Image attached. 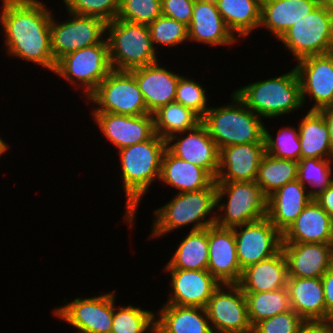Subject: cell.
Returning <instances> with one entry per match:
<instances>
[{
  "label": "cell",
  "mask_w": 333,
  "mask_h": 333,
  "mask_svg": "<svg viewBox=\"0 0 333 333\" xmlns=\"http://www.w3.org/2000/svg\"><path fill=\"white\" fill-rule=\"evenodd\" d=\"M304 320L294 311L289 310L264 319L253 327L252 333H298Z\"/></svg>",
  "instance_id": "44"
},
{
  "label": "cell",
  "mask_w": 333,
  "mask_h": 333,
  "mask_svg": "<svg viewBox=\"0 0 333 333\" xmlns=\"http://www.w3.org/2000/svg\"><path fill=\"white\" fill-rule=\"evenodd\" d=\"M94 108L92 112L138 116L150 114L135 77L129 71L112 70L86 98Z\"/></svg>",
  "instance_id": "10"
},
{
  "label": "cell",
  "mask_w": 333,
  "mask_h": 333,
  "mask_svg": "<svg viewBox=\"0 0 333 333\" xmlns=\"http://www.w3.org/2000/svg\"><path fill=\"white\" fill-rule=\"evenodd\" d=\"M298 333H333L332 319L304 320Z\"/></svg>",
  "instance_id": "47"
},
{
  "label": "cell",
  "mask_w": 333,
  "mask_h": 333,
  "mask_svg": "<svg viewBox=\"0 0 333 333\" xmlns=\"http://www.w3.org/2000/svg\"><path fill=\"white\" fill-rule=\"evenodd\" d=\"M115 296L114 290V314L111 330L115 333H151L156 313L143 310L139 306H115Z\"/></svg>",
  "instance_id": "38"
},
{
  "label": "cell",
  "mask_w": 333,
  "mask_h": 333,
  "mask_svg": "<svg viewBox=\"0 0 333 333\" xmlns=\"http://www.w3.org/2000/svg\"><path fill=\"white\" fill-rule=\"evenodd\" d=\"M332 159L306 158L298 161L297 180L304 185L312 199L322 194L332 183Z\"/></svg>",
  "instance_id": "37"
},
{
  "label": "cell",
  "mask_w": 333,
  "mask_h": 333,
  "mask_svg": "<svg viewBox=\"0 0 333 333\" xmlns=\"http://www.w3.org/2000/svg\"><path fill=\"white\" fill-rule=\"evenodd\" d=\"M208 257V228L190 231L164 269L207 270Z\"/></svg>",
  "instance_id": "33"
},
{
  "label": "cell",
  "mask_w": 333,
  "mask_h": 333,
  "mask_svg": "<svg viewBox=\"0 0 333 333\" xmlns=\"http://www.w3.org/2000/svg\"><path fill=\"white\" fill-rule=\"evenodd\" d=\"M314 200L333 219V183Z\"/></svg>",
  "instance_id": "48"
},
{
  "label": "cell",
  "mask_w": 333,
  "mask_h": 333,
  "mask_svg": "<svg viewBox=\"0 0 333 333\" xmlns=\"http://www.w3.org/2000/svg\"><path fill=\"white\" fill-rule=\"evenodd\" d=\"M232 103L211 106L201 122L215 141L218 149L244 143H265V125L261 117L250 110L234 93Z\"/></svg>",
  "instance_id": "4"
},
{
  "label": "cell",
  "mask_w": 333,
  "mask_h": 333,
  "mask_svg": "<svg viewBox=\"0 0 333 333\" xmlns=\"http://www.w3.org/2000/svg\"><path fill=\"white\" fill-rule=\"evenodd\" d=\"M0 23L8 55L54 72L57 62L51 52L52 11L39 0H2Z\"/></svg>",
  "instance_id": "1"
},
{
  "label": "cell",
  "mask_w": 333,
  "mask_h": 333,
  "mask_svg": "<svg viewBox=\"0 0 333 333\" xmlns=\"http://www.w3.org/2000/svg\"><path fill=\"white\" fill-rule=\"evenodd\" d=\"M297 61L333 52V6L319 4L279 39Z\"/></svg>",
  "instance_id": "8"
},
{
  "label": "cell",
  "mask_w": 333,
  "mask_h": 333,
  "mask_svg": "<svg viewBox=\"0 0 333 333\" xmlns=\"http://www.w3.org/2000/svg\"><path fill=\"white\" fill-rule=\"evenodd\" d=\"M209 257L207 270L221 284H237L242 270L232 228L208 227Z\"/></svg>",
  "instance_id": "19"
},
{
  "label": "cell",
  "mask_w": 333,
  "mask_h": 333,
  "mask_svg": "<svg viewBox=\"0 0 333 333\" xmlns=\"http://www.w3.org/2000/svg\"><path fill=\"white\" fill-rule=\"evenodd\" d=\"M316 1H318L320 4H328L333 6V0H316Z\"/></svg>",
  "instance_id": "52"
},
{
  "label": "cell",
  "mask_w": 333,
  "mask_h": 333,
  "mask_svg": "<svg viewBox=\"0 0 333 333\" xmlns=\"http://www.w3.org/2000/svg\"><path fill=\"white\" fill-rule=\"evenodd\" d=\"M319 4L316 0H261L260 27H265L279 40L294 23Z\"/></svg>",
  "instance_id": "26"
},
{
  "label": "cell",
  "mask_w": 333,
  "mask_h": 333,
  "mask_svg": "<svg viewBox=\"0 0 333 333\" xmlns=\"http://www.w3.org/2000/svg\"><path fill=\"white\" fill-rule=\"evenodd\" d=\"M298 162L265 153L259 164L256 183L268 198L285 184L297 180Z\"/></svg>",
  "instance_id": "35"
},
{
  "label": "cell",
  "mask_w": 333,
  "mask_h": 333,
  "mask_svg": "<svg viewBox=\"0 0 333 333\" xmlns=\"http://www.w3.org/2000/svg\"><path fill=\"white\" fill-rule=\"evenodd\" d=\"M247 302L248 318L252 327L264 319L291 310L286 287L264 292H243Z\"/></svg>",
  "instance_id": "36"
},
{
  "label": "cell",
  "mask_w": 333,
  "mask_h": 333,
  "mask_svg": "<svg viewBox=\"0 0 333 333\" xmlns=\"http://www.w3.org/2000/svg\"><path fill=\"white\" fill-rule=\"evenodd\" d=\"M158 311L155 318L172 333H213L203 307L164 304Z\"/></svg>",
  "instance_id": "32"
},
{
  "label": "cell",
  "mask_w": 333,
  "mask_h": 333,
  "mask_svg": "<svg viewBox=\"0 0 333 333\" xmlns=\"http://www.w3.org/2000/svg\"><path fill=\"white\" fill-rule=\"evenodd\" d=\"M205 310L213 333L253 332L246 298L237 284H221L213 292Z\"/></svg>",
  "instance_id": "12"
},
{
  "label": "cell",
  "mask_w": 333,
  "mask_h": 333,
  "mask_svg": "<svg viewBox=\"0 0 333 333\" xmlns=\"http://www.w3.org/2000/svg\"><path fill=\"white\" fill-rule=\"evenodd\" d=\"M154 130L165 141L171 136L195 128L201 118L178 102L161 106L153 113Z\"/></svg>",
  "instance_id": "34"
},
{
  "label": "cell",
  "mask_w": 333,
  "mask_h": 333,
  "mask_svg": "<svg viewBox=\"0 0 333 333\" xmlns=\"http://www.w3.org/2000/svg\"><path fill=\"white\" fill-rule=\"evenodd\" d=\"M312 200L298 180L289 182L268 197L267 217L283 234Z\"/></svg>",
  "instance_id": "25"
},
{
  "label": "cell",
  "mask_w": 333,
  "mask_h": 333,
  "mask_svg": "<svg viewBox=\"0 0 333 333\" xmlns=\"http://www.w3.org/2000/svg\"><path fill=\"white\" fill-rule=\"evenodd\" d=\"M287 279V261L280 250L274 256L242 270L237 285L243 292L273 291L286 287Z\"/></svg>",
  "instance_id": "27"
},
{
  "label": "cell",
  "mask_w": 333,
  "mask_h": 333,
  "mask_svg": "<svg viewBox=\"0 0 333 333\" xmlns=\"http://www.w3.org/2000/svg\"><path fill=\"white\" fill-rule=\"evenodd\" d=\"M147 26L154 48L176 47L189 40L188 26L170 17L161 15Z\"/></svg>",
  "instance_id": "40"
},
{
  "label": "cell",
  "mask_w": 333,
  "mask_h": 333,
  "mask_svg": "<svg viewBox=\"0 0 333 333\" xmlns=\"http://www.w3.org/2000/svg\"><path fill=\"white\" fill-rule=\"evenodd\" d=\"M232 229L241 270L266 260L281 250L282 234L267 216Z\"/></svg>",
  "instance_id": "14"
},
{
  "label": "cell",
  "mask_w": 333,
  "mask_h": 333,
  "mask_svg": "<svg viewBox=\"0 0 333 333\" xmlns=\"http://www.w3.org/2000/svg\"><path fill=\"white\" fill-rule=\"evenodd\" d=\"M216 182L195 192L177 193L172 200L154 210L152 234L157 238L187 225L189 231L206 229L216 221ZM213 212V213H212ZM210 216V218L208 217ZM207 217V218H206Z\"/></svg>",
  "instance_id": "3"
},
{
  "label": "cell",
  "mask_w": 333,
  "mask_h": 333,
  "mask_svg": "<svg viewBox=\"0 0 333 333\" xmlns=\"http://www.w3.org/2000/svg\"><path fill=\"white\" fill-rule=\"evenodd\" d=\"M78 333L111 331L114 314V291L88 298H75L52 312Z\"/></svg>",
  "instance_id": "13"
},
{
  "label": "cell",
  "mask_w": 333,
  "mask_h": 333,
  "mask_svg": "<svg viewBox=\"0 0 333 333\" xmlns=\"http://www.w3.org/2000/svg\"><path fill=\"white\" fill-rule=\"evenodd\" d=\"M286 288L291 309L303 320H326L324 288L321 278L288 277Z\"/></svg>",
  "instance_id": "29"
},
{
  "label": "cell",
  "mask_w": 333,
  "mask_h": 333,
  "mask_svg": "<svg viewBox=\"0 0 333 333\" xmlns=\"http://www.w3.org/2000/svg\"><path fill=\"white\" fill-rule=\"evenodd\" d=\"M166 148L174 156L205 169L216 179L220 150L202 122L193 129L168 138Z\"/></svg>",
  "instance_id": "16"
},
{
  "label": "cell",
  "mask_w": 333,
  "mask_h": 333,
  "mask_svg": "<svg viewBox=\"0 0 333 333\" xmlns=\"http://www.w3.org/2000/svg\"><path fill=\"white\" fill-rule=\"evenodd\" d=\"M229 30L236 38L260 28L261 0H214Z\"/></svg>",
  "instance_id": "31"
},
{
  "label": "cell",
  "mask_w": 333,
  "mask_h": 333,
  "mask_svg": "<svg viewBox=\"0 0 333 333\" xmlns=\"http://www.w3.org/2000/svg\"><path fill=\"white\" fill-rule=\"evenodd\" d=\"M194 4L195 0H161L162 15L189 26Z\"/></svg>",
  "instance_id": "45"
},
{
  "label": "cell",
  "mask_w": 333,
  "mask_h": 333,
  "mask_svg": "<svg viewBox=\"0 0 333 333\" xmlns=\"http://www.w3.org/2000/svg\"><path fill=\"white\" fill-rule=\"evenodd\" d=\"M301 119L298 125L301 159H333L329 129L321 112L309 110Z\"/></svg>",
  "instance_id": "30"
},
{
  "label": "cell",
  "mask_w": 333,
  "mask_h": 333,
  "mask_svg": "<svg viewBox=\"0 0 333 333\" xmlns=\"http://www.w3.org/2000/svg\"><path fill=\"white\" fill-rule=\"evenodd\" d=\"M324 288V298L326 305V319L333 316V265L321 277Z\"/></svg>",
  "instance_id": "46"
},
{
  "label": "cell",
  "mask_w": 333,
  "mask_h": 333,
  "mask_svg": "<svg viewBox=\"0 0 333 333\" xmlns=\"http://www.w3.org/2000/svg\"><path fill=\"white\" fill-rule=\"evenodd\" d=\"M158 63L129 71L137 81L150 114L175 101L176 86L181 76Z\"/></svg>",
  "instance_id": "22"
},
{
  "label": "cell",
  "mask_w": 333,
  "mask_h": 333,
  "mask_svg": "<svg viewBox=\"0 0 333 333\" xmlns=\"http://www.w3.org/2000/svg\"><path fill=\"white\" fill-rule=\"evenodd\" d=\"M161 15V0H120L116 19L148 25Z\"/></svg>",
  "instance_id": "41"
},
{
  "label": "cell",
  "mask_w": 333,
  "mask_h": 333,
  "mask_svg": "<svg viewBox=\"0 0 333 333\" xmlns=\"http://www.w3.org/2000/svg\"><path fill=\"white\" fill-rule=\"evenodd\" d=\"M171 274L172 290L165 304L205 308L221 285L208 270L164 269Z\"/></svg>",
  "instance_id": "18"
},
{
  "label": "cell",
  "mask_w": 333,
  "mask_h": 333,
  "mask_svg": "<svg viewBox=\"0 0 333 333\" xmlns=\"http://www.w3.org/2000/svg\"><path fill=\"white\" fill-rule=\"evenodd\" d=\"M282 243H333V219L313 199L282 234Z\"/></svg>",
  "instance_id": "24"
},
{
  "label": "cell",
  "mask_w": 333,
  "mask_h": 333,
  "mask_svg": "<svg viewBox=\"0 0 333 333\" xmlns=\"http://www.w3.org/2000/svg\"><path fill=\"white\" fill-rule=\"evenodd\" d=\"M67 21H50L51 52L57 62L61 57L87 46L102 43L107 23L97 17L68 12Z\"/></svg>",
  "instance_id": "11"
},
{
  "label": "cell",
  "mask_w": 333,
  "mask_h": 333,
  "mask_svg": "<svg viewBox=\"0 0 333 333\" xmlns=\"http://www.w3.org/2000/svg\"><path fill=\"white\" fill-rule=\"evenodd\" d=\"M234 93L261 118H275L303 107L295 67L289 72L237 88Z\"/></svg>",
  "instance_id": "5"
},
{
  "label": "cell",
  "mask_w": 333,
  "mask_h": 333,
  "mask_svg": "<svg viewBox=\"0 0 333 333\" xmlns=\"http://www.w3.org/2000/svg\"><path fill=\"white\" fill-rule=\"evenodd\" d=\"M94 122L118 150L149 140L154 134L153 114L127 116L91 112Z\"/></svg>",
  "instance_id": "17"
},
{
  "label": "cell",
  "mask_w": 333,
  "mask_h": 333,
  "mask_svg": "<svg viewBox=\"0 0 333 333\" xmlns=\"http://www.w3.org/2000/svg\"><path fill=\"white\" fill-rule=\"evenodd\" d=\"M206 90L194 79L181 75L176 86L175 102L196 113L201 119L210 108L207 104Z\"/></svg>",
  "instance_id": "42"
},
{
  "label": "cell",
  "mask_w": 333,
  "mask_h": 333,
  "mask_svg": "<svg viewBox=\"0 0 333 333\" xmlns=\"http://www.w3.org/2000/svg\"><path fill=\"white\" fill-rule=\"evenodd\" d=\"M297 71L301 84L303 105L307 98L314 102L310 110L333 104V52L309 56L296 61Z\"/></svg>",
  "instance_id": "15"
},
{
  "label": "cell",
  "mask_w": 333,
  "mask_h": 333,
  "mask_svg": "<svg viewBox=\"0 0 333 333\" xmlns=\"http://www.w3.org/2000/svg\"><path fill=\"white\" fill-rule=\"evenodd\" d=\"M9 146L10 145H8V143H6V141L0 137V157L4 155L3 153L9 150Z\"/></svg>",
  "instance_id": "51"
},
{
  "label": "cell",
  "mask_w": 333,
  "mask_h": 333,
  "mask_svg": "<svg viewBox=\"0 0 333 333\" xmlns=\"http://www.w3.org/2000/svg\"><path fill=\"white\" fill-rule=\"evenodd\" d=\"M265 149L269 155L298 162L301 159V143L298 127H281L274 138L265 128Z\"/></svg>",
  "instance_id": "39"
},
{
  "label": "cell",
  "mask_w": 333,
  "mask_h": 333,
  "mask_svg": "<svg viewBox=\"0 0 333 333\" xmlns=\"http://www.w3.org/2000/svg\"><path fill=\"white\" fill-rule=\"evenodd\" d=\"M106 38L113 70L131 71L158 62L148 26L114 19L107 23Z\"/></svg>",
  "instance_id": "6"
},
{
  "label": "cell",
  "mask_w": 333,
  "mask_h": 333,
  "mask_svg": "<svg viewBox=\"0 0 333 333\" xmlns=\"http://www.w3.org/2000/svg\"><path fill=\"white\" fill-rule=\"evenodd\" d=\"M288 277L321 278L333 265L332 243H282Z\"/></svg>",
  "instance_id": "21"
},
{
  "label": "cell",
  "mask_w": 333,
  "mask_h": 333,
  "mask_svg": "<svg viewBox=\"0 0 333 333\" xmlns=\"http://www.w3.org/2000/svg\"><path fill=\"white\" fill-rule=\"evenodd\" d=\"M188 36L189 41L201 42L210 47L234 45L237 41L222 19L214 0H195Z\"/></svg>",
  "instance_id": "23"
},
{
  "label": "cell",
  "mask_w": 333,
  "mask_h": 333,
  "mask_svg": "<svg viewBox=\"0 0 333 333\" xmlns=\"http://www.w3.org/2000/svg\"><path fill=\"white\" fill-rule=\"evenodd\" d=\"M166 149V141L156 133L144 142L117 150L120 157V167L123 190L126 197L125 215L123 219L130 226L143 195L155 180H159L162 156Z\"/></svg>",
  "instance_id": "2"
},
{
  "label": "cell",
  "mask_w": 333,
  "mask_h": 333,
  "mask_svg": "<svg viewBox=\"0 0 333 333\" xmlns=\"http://www.w3.org/2000/svg\"><path fill=\"white\" fill-rule=\"evenodd\" d=\"M159 181L173 186L178 193L195 192L208 188L215 179L203 168L174 156L165 149Z\"/></svg>",
  "instance_id": "28"
},
{
  "label": "cell",
  "mask_w": 333,
  "mask_h": 333,
  "mask_svg": "<svg viewBox=\"0 0 333 333\" xmlns=\"http://www.w3.org/2000/svg\"><path fill=\"white\" fill-rule=\"evenodd\" d=\"M68 12L97 17L106 23L116 19L120 0H63Z\"/></svg>",
  "instance_id": "43"
},
{
  "label": "cell",
  "mask_w": 333,
  "mask_h": 333,
  "mask_svg": "<svg viewBox=\"0 0 333 333\" xmlns=\"http://www.w3.org/2000/svg\"><path fill=\"white\" fill-rule=\"evenodd\" d=\"M113 70L110 63L109 46L105 39L102 43L87 46L61 57L54 74L82 88L87 98Z\"/></svg>",
  "instance_id": "9"
},
{
  "label": "cell",
  "mask_w": 333,
  "mask_h": 333,
  "mask_svg": "<svg viewBox=\"0 0 333 333\" xmlns=\"http://www.w3.org/2000/svg\"><path fill=\"white\" fill-rule=\"evenodd\" d=\"M227 198V203L221 200ZM268 198L256 181L216 182V221L221 228H233L267 216ZM223 212V213H221Z\"/></svg>",
  "instance_id": "7"
},
{
  "label": "cell",
  "mask_w": 333,
  "mask_h": 333,
  "mask_svg": "<svg viewBox=\"0 0 333 333\" xmlns=\"http://www.w3.org/2000/svg\"><path fill=\"white\" fill-rule=\"evenodd\" d=\"M151 333H172L168 331L156 318H154L152 323Z\"/></svg>",
  "instance_id": "50"
},
{
  "label": "cell",
  "mask_w": 333,
  "mask_h": 333,
  "mask_svg": "<svg viewBox=\"0 0 333 333\" xmlns=\"http://www.w3.org/2000/svg\"><path fill=\"white\" fill-rule=\"evenodd\" d=\"M324 116L329 129L330 146L333 152V104L325 106L319 110Z\"/></svg>",
  "instance_id": "49"
},
{
  "label": "cell",
  "mask_w": 333,
  "mask_h": 333,
  "mask_svg": "<svg viewBox=\"0 0 333 333\" xmlns=\"http://www.w3.org/2000/svg\"><path fill=\"white\" fill-rule=\"evenodd\" d=\"M265 143L234 144L220 149L215 182L256 181Z\"/></svg>",
  "instance_id": "20"
}]
</instances>
